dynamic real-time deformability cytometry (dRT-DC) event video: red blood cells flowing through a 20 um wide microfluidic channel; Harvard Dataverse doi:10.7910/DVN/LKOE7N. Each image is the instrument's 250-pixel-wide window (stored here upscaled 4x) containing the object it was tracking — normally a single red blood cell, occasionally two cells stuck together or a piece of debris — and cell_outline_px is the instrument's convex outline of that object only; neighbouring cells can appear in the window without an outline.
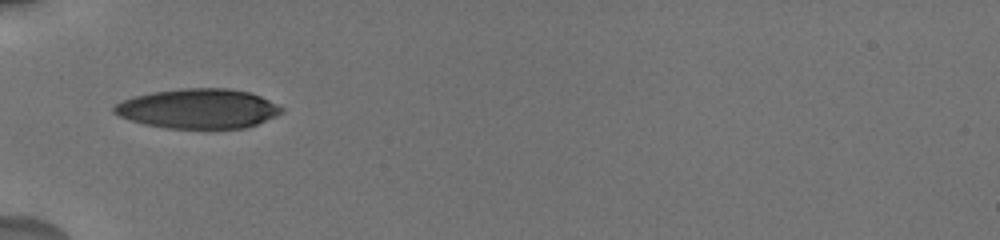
{"species": "human", "species_latin": "Homo sapiens", "temperature_condition": "cold", "stored_images_in_passage": 28, "camera_frame_rate_fps": 3000, "um_per_image_px": 0.085, "donor": {"sex": "male"}, "frame": {"image": 1, "passage_image": 1, "time_ms": 0.0, "image_size_px": [1000, 240], "cell_outline_px": [[284, 112], [276, 116], [256, 124], [244, 128], [164, 128], [144, 124], [120, 116], [112, 112], [112, 108], [116, 104], [124, 100], [136, 96], [152, 92], [180, 88], [228, 88], [252, 92], [284, 108]], "centroid_in_image_um": [16.87, 9.23], "position_along_channel_um": 68.1, "area_um2": 38.67}}
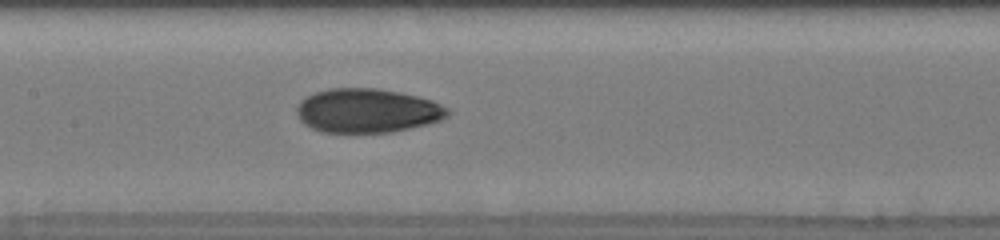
{"frame": {"image": 2, "passage_image": 14, "time_ms": 3.0, "image_size_px": [1000, 240], "cell_outline_px": [[452, 112], [448, 116], [440, 120], [392, 132], [320, 132], [304, 124], [300, 120], [296, 112], [296, 104], [300, 100], [316, 92], [328, 88], [380, 88], [416, 96], [432, 100], [448, 108]], "centroid_in_image_um": [31.19, 9.4], "position_along_channel_um": 176.2, "area_um2": 38.78}}
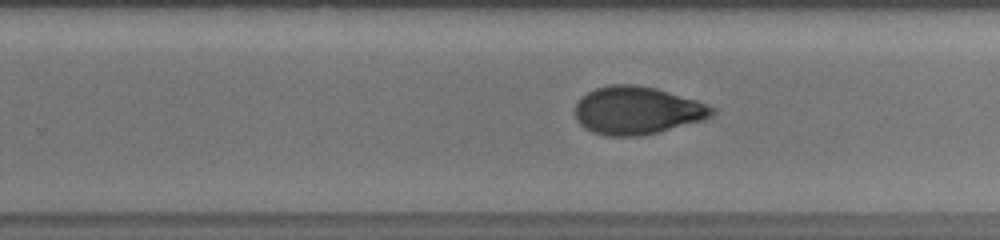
{"frame": {"image": 3, "passage_image": 26, "time_ms": 5.667, "image_size_px": [1000, 240], "cell_outline_px": [[716, 112], [712, 116], [704, 120], [660, 132], [640, 136], [604, 136], [592, 132], [584, 128], [576, 120], [576, 104], [580, 96], [596, 88], [612, 84], [632, 84], [656, 88], [696, 100], [708, 104], [716, 108]], "centroid_in_image_um": [54.17, 9.4], "position_along_channel_um": 275.6, "area_um2": 38.55}}